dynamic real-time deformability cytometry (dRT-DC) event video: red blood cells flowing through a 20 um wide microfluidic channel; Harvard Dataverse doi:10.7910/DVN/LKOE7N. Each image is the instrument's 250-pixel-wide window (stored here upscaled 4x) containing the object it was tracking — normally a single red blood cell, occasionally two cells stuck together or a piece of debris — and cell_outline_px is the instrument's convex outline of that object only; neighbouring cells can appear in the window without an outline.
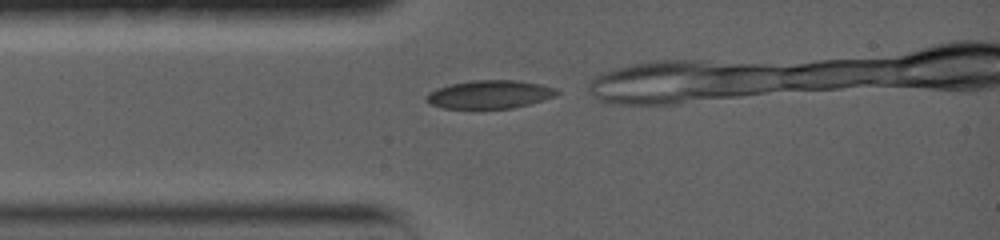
{"species": "common noctule bat (a hibernating species)", "species_latin": "Nyctalus noctula", "temperature_condition": "warm", "stored_images_in_passage": 35, "camera_frame_rate_fps": 5000, "um_per_image_px": 0.085, "animal": {"sex": "female", "body_mass_g": 19.0, "forearm_length_mm": 56.7}, "frame": {"image": 1, "passage_image": 1, "time_ms": 0.0, "image_size_px": [1000, 240], "cell_outline_px": [[560, 92], [556, 96], [528, 104], [512, 108], [444, 108], [432, 104], [424, 100], [424, 96], [428, 92], [436, 88], [452, 84], [472, 80], [516, 80], [540, 84], [556, 88]], "centroid_in_image_um": [41.61, 8.02], "position_along_channel_um": 43.4, "area_um2": 21.44}}
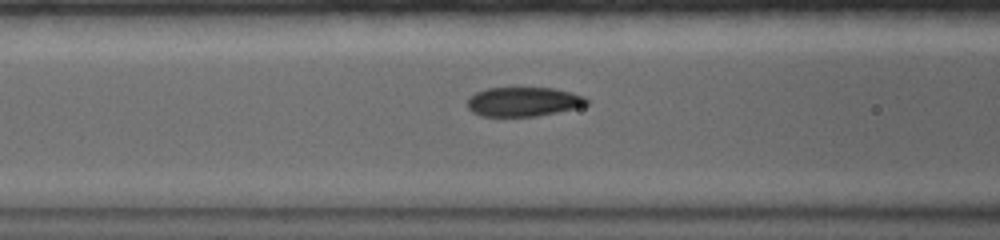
{"frame": {"image": 2, "passage_image": 14, "time_ms": 2.2, "image_size_px": [1000, 240], "cell_outline_px": [[588, 104], [556, 112], [536, 116], [480, 116], [472, 112], [468, 108], [468, 100], [476, 92], [488, 88], [552, 88], [572, 92], [584, 96], [588, 100]], "centroid_in_image_um": [44.48, 8.64], "position_along_channel_um": 122.1, "area_um2": 20.11}}
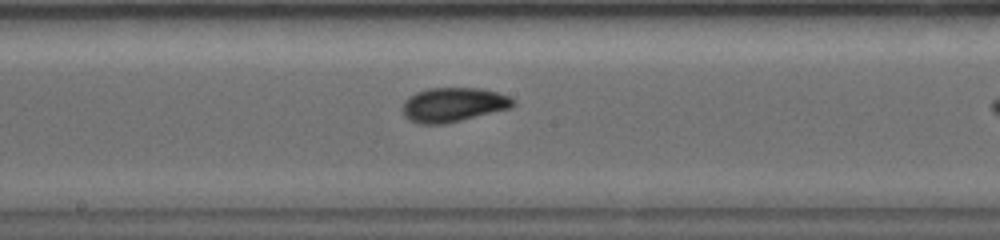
{"frame": {"image": 3, "passage_image": 32, "time_ms": 4.6, "image_size_px": [1000, 240], "cell_outline_px": [[516, 104], [512, 108], [444, 124], [420, 124], [408, 120], [404, 116], [400, 108], [404, 100], [408, 96], [416, 92], [428, 88], [480, 88], [496, 92], [508, 96], [516, 100]], "centroid_in_image_um": [38.5, 8.9], "position_along_channel_um": 209.7, "area_um2": 22.43}}